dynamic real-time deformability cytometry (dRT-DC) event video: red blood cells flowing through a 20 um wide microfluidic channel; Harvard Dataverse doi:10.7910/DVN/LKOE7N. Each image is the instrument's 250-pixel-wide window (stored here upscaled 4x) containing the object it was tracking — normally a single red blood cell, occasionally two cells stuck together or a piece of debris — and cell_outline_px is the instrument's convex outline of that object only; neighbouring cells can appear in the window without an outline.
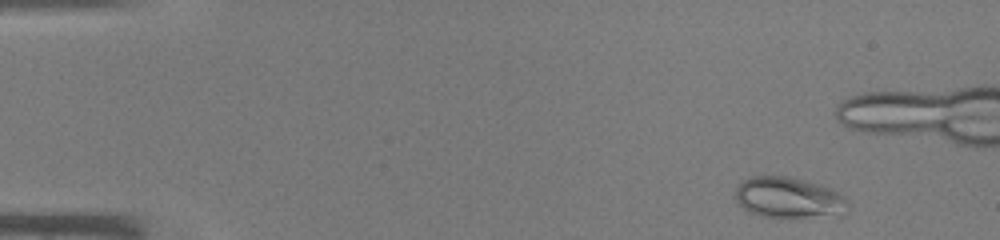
{"species": "common noctule bat (a hibernating species)", "species_latin": "Nyctalus noctula", "temperature_condition": "warm", "stored_images_in_passage": 43, "camera_frame_rate_fps": 3000, "um_per_image_px": 0.085, "animal": {"sex": "male", "body_mass_g": 19.0, "forearm_length_mm": 50.8}, "frame": {"image": 1, "passage_image": 2, "time_ms": 0.333, "image_size_px": [1000, 240], "cell_outline_px": [[848, 208], [804, 216], [760, 216], [736, 204], [736, 188], [744, 180], [752, 176], [788, 176], [820, 184], [832, 188], [844, 196], [848, 200]], "centroid_in_image_um": [66.93, 16.73], "position_along_channel_um": 18.1, "area_um2": 25.66}}
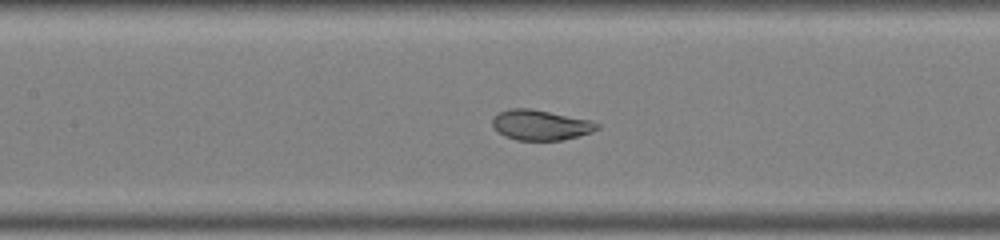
{"frame": {"image": 2, "passage_image": 19, "time_ms": 6.0, "image_size_px": [1000, 240], "cell_outline_px": [[600, 128], [592, 132], [564, 140], [516, 140], [504, 136], [496, 132], [492, 124], [492, 120], [500, 112], [512, 108], [528, 108], [592, 120], [600, 124]], "centroid_in_image_um": [45.97, 10.64], "position_along_channel_um": 161.4, "area_um2": 18.5}}
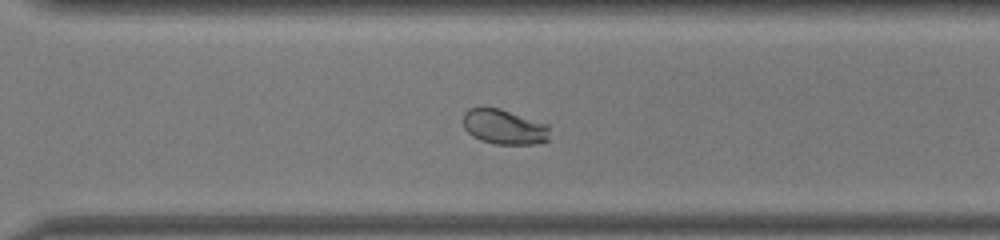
{"frame": {"image": 3, "passage_image": 30, "time_ms": 9.667, "image_size_px": [1000, 240], "cell_outline_px": [[548, 140], [536, 144], [496, 144], [480, 140], [472, 136], [464, 128], [464, 112], [468, 108], [500, 108], [548, 124]], "centroid_in_image_um": [42.84, 10.79], "position_along_channel_um": 327.8, "area_um2": 17.57}}